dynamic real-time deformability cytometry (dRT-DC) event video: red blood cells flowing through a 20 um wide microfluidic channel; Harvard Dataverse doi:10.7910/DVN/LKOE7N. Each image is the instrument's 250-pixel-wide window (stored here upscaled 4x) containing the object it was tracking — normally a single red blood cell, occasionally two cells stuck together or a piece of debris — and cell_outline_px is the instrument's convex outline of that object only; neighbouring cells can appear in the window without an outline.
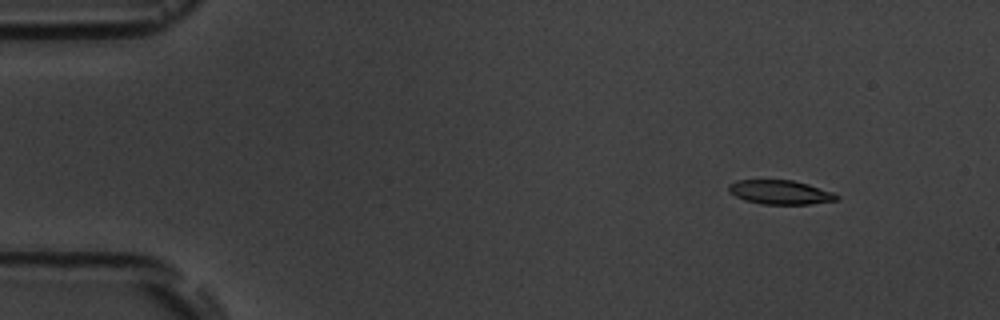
{"species": "common noctule bat (a hibernating species)", "species_latin": "Nyctalus noctula", "temperature_condition": "room temperature", "stored_images_in_passage": 5, "camera_frame_rate_fps": 3000, "um_per_image_px": 0.085, "animal": {"sex": "male", "body_mass_g": 19.5, "forearm_length_mm": 54.6}, "frame": {"image": 1, "passage_image": 2, "time_ms": 1.333, "image_size_px": [1000, 320], "cell_outline_px": [[840, 196], [836, 200], [808, 204], [760, 204], [744, 200], [728, 192], [728, 184], [736, 180], [792, 180], [808, 184], [832, 192]], "centroid_in_image_um": [66.27, 16.34], "position_along_channel_um": 18.7, "area_um2": 15.14}}
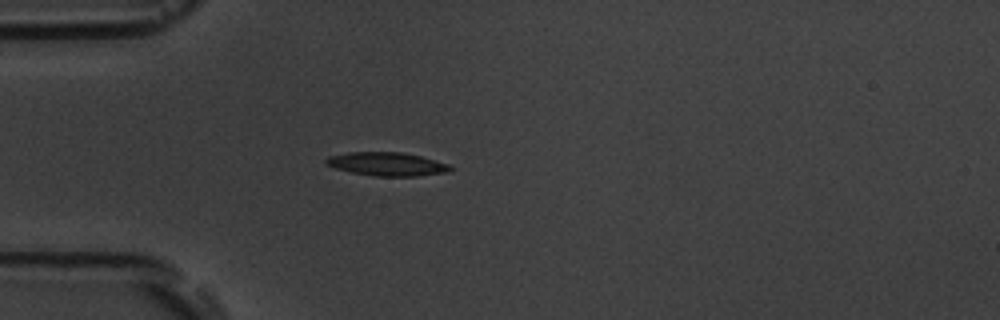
{"frame": {"image": 2, "passage_image": 5, "time_ms": 4.667, "image_size_px": [1000, 320], "cell_outline_px": [[456, 168], [448, 172], [416, 176], [376, 176], [352, 172], [336, 168], [324, 164], [324, 160], [328, 156], [348, 152], [400, 152], [420, 156], [448, 164]], "centroid_in_image_um": [32.88, 13.94], "position_along_channel_um": 52.1, "area_um2": 16.99}}